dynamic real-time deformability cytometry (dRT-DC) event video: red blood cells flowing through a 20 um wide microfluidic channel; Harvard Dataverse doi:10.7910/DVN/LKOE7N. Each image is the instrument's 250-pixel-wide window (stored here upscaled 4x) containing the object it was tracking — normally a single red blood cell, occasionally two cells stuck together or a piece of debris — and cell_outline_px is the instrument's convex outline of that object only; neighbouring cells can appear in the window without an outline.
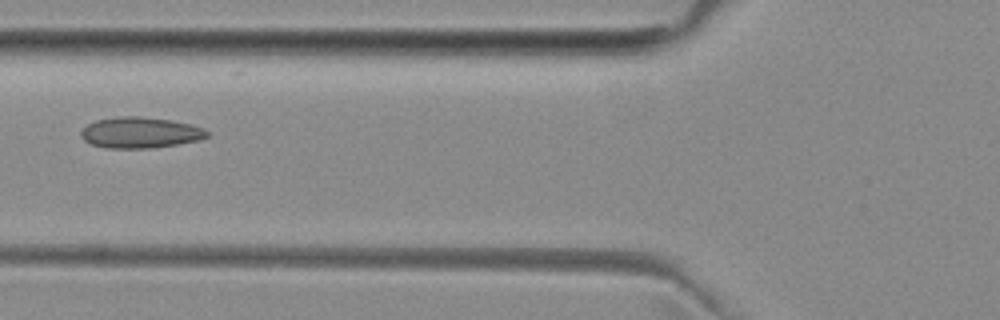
{"species": "common noctule bat (a hibernating species)", "species_latin": "Nyctalus noctula", "temperature_condition": "room temperature", "stored_images_in_passage": 4, "camera_frame_rate_fps": 3000, "um_per_image_px": 0.085, "animal": {"sex": "female", "body_mass_g": 29.2, "forearm_length_mm": 56.3}, "frame": {"image": 1, "passage_image": 2, "time_ms": 1.333, "image_size_px": [1000, 320], "cell_outline_px": [[208, 136], [200, 140], [152, 148], [108, 148], [92, 144], [84, 140], [80, 136], [80, 132], [88, 124], [96, 120], [120, 116], [140, 116], [172, 120], [192, 124], [204, 128], [208, 132]], "centroid_in_image_um": [11.93, 11.26], "position_along_channel_um": 113.9, "area_um2": 22.77}}
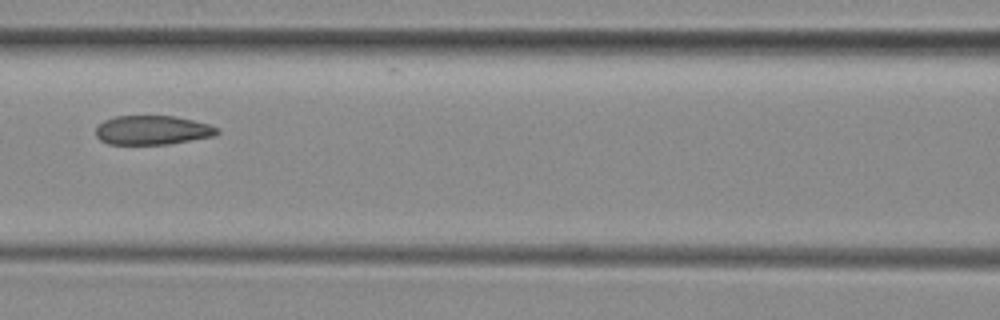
{"frame": {"image": 2, "passage_image": 3, "time_ms": 2.333, "image_size_px": [1000, 320], "cell_outline_px": [[220, 132], [216, 136], [168, 144], [108, 144], [100, 140], [96, 136], [96, 128], [104, 120], [116, 116], [176, 116], [208, 124], [220, 128]], "centroid_in_image_um": [12.99, 11.06], "position_along_channel_um": 153.6, "area_um2": 20.69}}
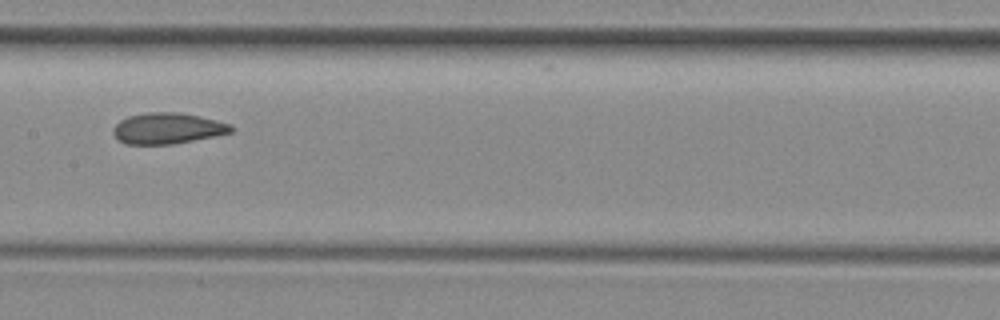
{"frame": {"image": 3, "passage_image": 4, "time_ms": 3.333, "image_size_px": [1000, 320], "cell_outline_px": [[236, 128], [232, 132], [172, 144], [124, 144], [116, 140], [112, 132], [112, 128], [120, 120], [128, 116], [148, 112], [180, 112], [200, 116], [232, 124]], "centroid_in_image_um": [14.21, 10.9], "position_along_channel_um": 193.2, "area_um2": 21.44}}